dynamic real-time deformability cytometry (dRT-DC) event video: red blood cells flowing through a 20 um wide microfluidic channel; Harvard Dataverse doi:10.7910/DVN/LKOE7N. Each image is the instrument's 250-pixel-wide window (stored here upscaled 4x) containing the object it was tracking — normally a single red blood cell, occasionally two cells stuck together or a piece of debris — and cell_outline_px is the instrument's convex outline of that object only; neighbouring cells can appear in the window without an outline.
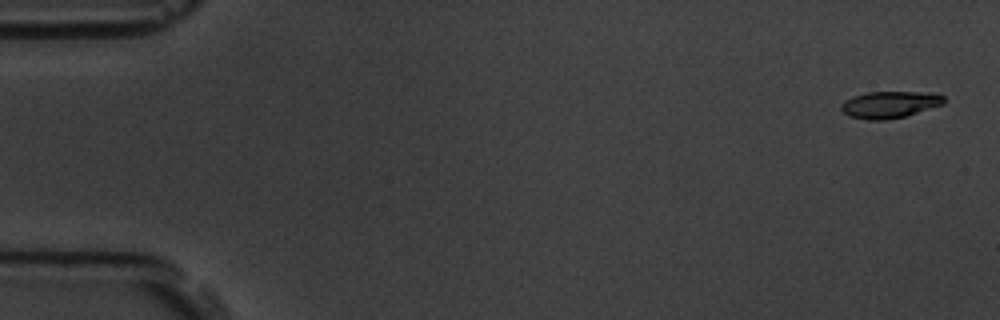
{"species": "common noctule bat (a hibernating species)", "species_latin": "Nyctalus noctula", "temperature_condition": "room temperature", "stored_images_in_passage": 4, "camera_frame_rate_fps": 3000, "um_per_image_px": 0.085, "animal": {"sex": "male", "body_mass_g": 19.5, "forearm_length_mm": 54.6}, "frame": {"image": 1, "passage_image": 1, "time_ms": 0.0, "image_size_px": [1000, 320], "cell_outline_px": [[944, 104], [904, 116], [884, 120], [868, 120], [848, 116], [840, 108], [840, 104], [844, 100], [852, 96], [868, 92], [940, 92], [944, 96]], "centroid_in_image_um": [75.62, 8.87], "position_along_channel_um": 9.4, "area_um2": 16.18}}
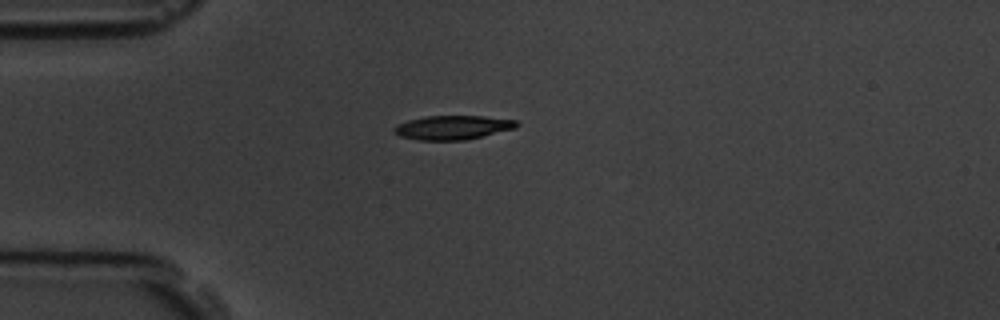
{"frame": {"image": 2, "passage_image": 4, "time_ms": 4.333, "image_size_px": [1000, 320], "cell_outline_px": [[520, 124], [516, 128], [464, 140], [420, 140], [400, 136], [392, 132], [392, 128], [396, 124], [408, 120], [424, 116], [484, 116], [516, 120]], "centroid_in_image_um": [38.45, 10.83], "position_along_channel_um": 46.6, "area_um2": 17.22}}